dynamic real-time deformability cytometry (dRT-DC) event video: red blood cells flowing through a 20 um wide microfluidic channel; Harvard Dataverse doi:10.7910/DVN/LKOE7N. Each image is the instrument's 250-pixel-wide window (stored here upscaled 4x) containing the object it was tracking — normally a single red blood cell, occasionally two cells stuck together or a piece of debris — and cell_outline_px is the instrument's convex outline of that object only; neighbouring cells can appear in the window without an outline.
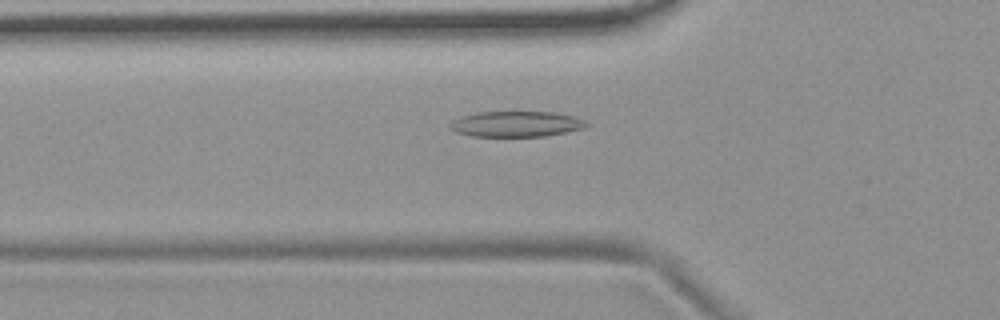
{"species": "common noctule bat (a hibernating species)", "species_latin": "Nyctalus noctula", "temperature_condition": "room temperature", "stored_images_in_passage": 40, "camera_frame_rate_fps": 3000, "um_per_image_px": 0.085, "animal": {"sex": "female", "body_mass_g": 19.9}, "frame": {"image": 1, "passage_image": 4, "time_ms": 1.0, "image_size_px": [1000, 320], "cell_outline_px": [[588, 124], [584, 128], [544, 136], [472, 136], [456, 132], [448, 128], [448, 124], [452, 120], [476, 112], [552, 112], [576, 116], [584, 120]], "centroid_in_image_um": [43.85, 10.54], "position_along_channel_um": 82.0, "area_um2": 20.29}}
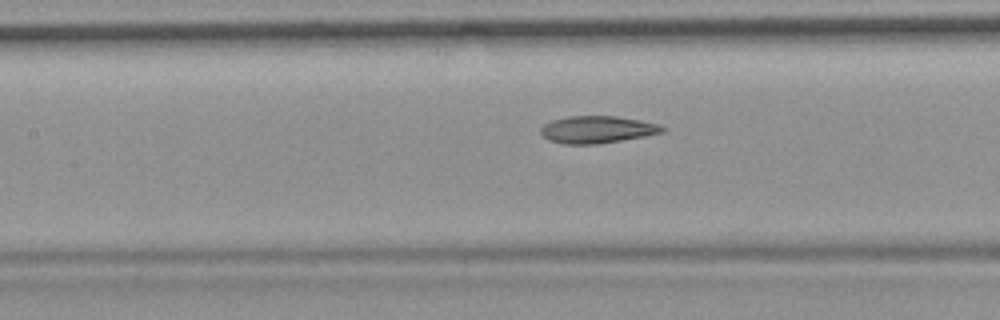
{"frame": {"image": 2, "passage_image": 10, "time_ms": 3.0, "image_size_px": [1000, 320], "cell_outline_px": [[664, 132], [644, 136], [596, 144], [564, 144], [548, 140], [540, 132], [540, 128], [544, 124], [552, 120], [568, 116], [616, 116], [640, 120], [660, 124], [664, 128]], "centroid_in_image_um": [50.74, 11.0], "position_along_channel_um": 156.7, "area_um2": 19.19}}
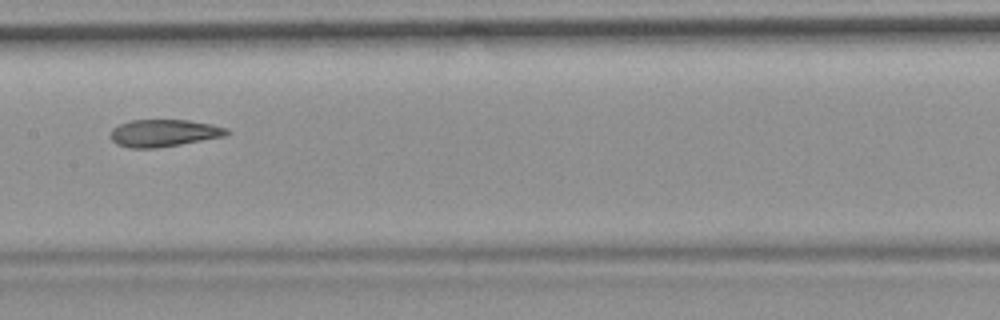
{"frame": {"image": 3, "passage_image": 13, "time_ms": 4.0, "image_size_px": [1000, 320], "cell_outline_px": [[228, 132], [224, 136], [180, 144], [156, 148], [128, 148], [116, 144], [108, 136], [112, 128], [120, 124], [132, 120], [188, 120], [212, 124], [228, 128]], "centroid_in_image_um": [13.87, 11.31], "position_along_channel_um": 193.5, "area_um2": 18.44}, "authors_computed_cell_mechanics": {"area_um2": 19.5942, "velocity_mm_per_s": 3.7012, "shape_relaxation_time_tau1_ms": null, "shape_relaxation_time_tau2_ms": 2.7747, "deformation_change_tau1": null, "deformation_change_tau2": 0.1097}}